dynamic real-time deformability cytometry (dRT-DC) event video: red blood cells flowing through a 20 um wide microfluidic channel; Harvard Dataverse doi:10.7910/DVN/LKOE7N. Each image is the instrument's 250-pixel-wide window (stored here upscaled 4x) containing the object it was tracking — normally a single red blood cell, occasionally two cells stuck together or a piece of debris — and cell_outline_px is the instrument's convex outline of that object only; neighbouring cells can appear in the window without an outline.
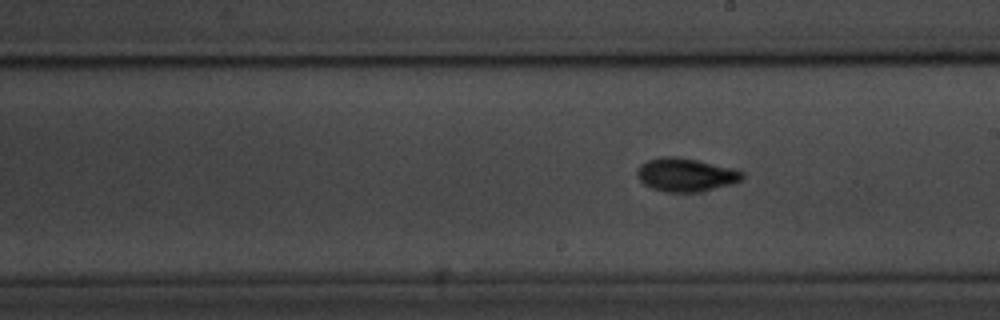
{"species": "common noctule bat (a hibernating species)", "species_latin": "Nyctalus noctula", "temperature_condition": "room temperature", "stored_images_in_passage": 10, "segment_of_instrument_passage": [2, 2], "camera_frame_rate_fps": 3000, "um_per_image_px": 0.085, "animal": {"sex": "male", "body_mass_g": 20.1, "forearm_length_mm": 53.5}, "frame": {"image": 1, "passage_image": 10, "time_ms": 23.0, "image_size_px": [1000, 320], "cell_outline_px": [[744, 176], [740, 180], [728, 184], [700, 192], [668, 192], [652, 188], [644, 184], [636, 176], [636, 168], [640, 164], [648, 160], [660, 156], [676, 156], [736, 168], [744, 172]], "centroid_in_image_um": [58.25, 14.84], "position_along_channel_um": 230.7, "area_um2": 20.52}}